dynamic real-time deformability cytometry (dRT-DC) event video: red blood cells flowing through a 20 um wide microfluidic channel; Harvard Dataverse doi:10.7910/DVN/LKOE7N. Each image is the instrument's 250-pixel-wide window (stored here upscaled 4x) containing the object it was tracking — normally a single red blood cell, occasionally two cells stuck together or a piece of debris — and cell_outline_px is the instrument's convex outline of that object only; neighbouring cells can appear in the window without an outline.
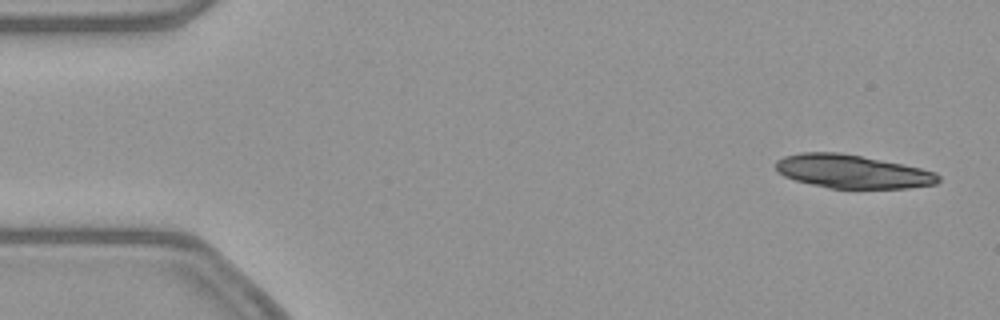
{"species": "common noctule bat (a hibernating species)", "species_latin": "Nyctalus noctula", "temperature_condition": "warm", "stored_images_in_passage": 52, "camera_frame_rate_fps": 3000, "um_per_image_px": 0.085, "animal": {"sex": "female", "body_mass_g": 21.9}, "frame": {"image": 1, "passage_image": 2, "time_ms": 0.333, "image_size_px": [1000, 320], "cell_outline_px": [[940, 180], [936, 184], [908, 188], [828, 188], [796, 180], [784, 176], [776, 172], [776, 160], [784, 156], [800, 152], [840, 152], [920, 168], [936, 172], [940, 176]], "centroid_in_image_um": [72.42, 14.58], "position_along_channel_um": 12.6, "area_um2": 31.56}}
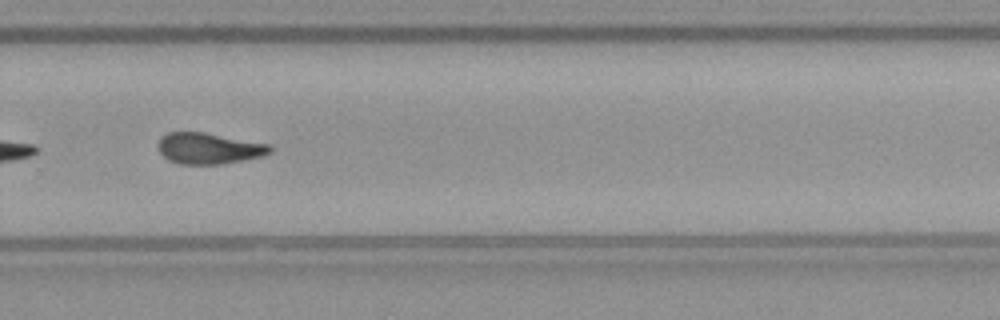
{"frame": {"image": 2, "passage_image": 35, "time_ms": 11.333, "image_size_px": [1000, 320], "cell_outline_px": [[272, 152], [264, 156], [244, 160], [220, 164], [180, 164], [168, 160], [156, 148], [156, 144], [160, 136], [168, 132], [204, 132], [272, 144]], "centroid_in_image_um": [17.75, 12.6], "position_along_channel_um": 312.0, "area_um2": 20.69}}
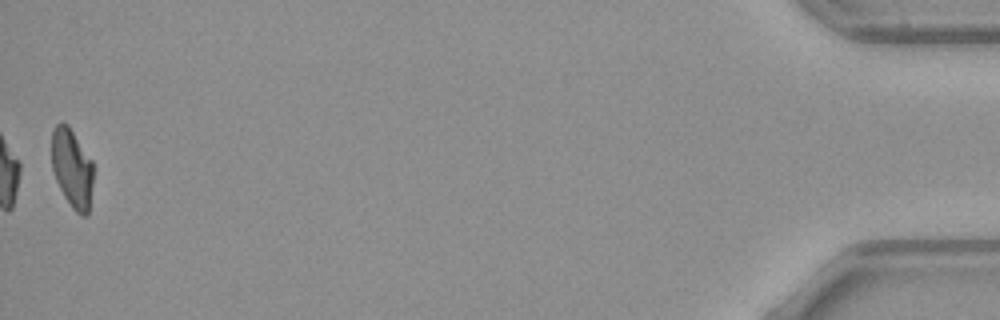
{"frame": {"image": 3, "passage_image": 52, "time_ms": 17.0, "image_size_px": [1000, 320], "cell_outline_px": [[92, 184], [88, 216], [80, 216], [72, 208], [64, 196], [56, 180], [52, 168], [52, 132], [56, 124], [68, 124], [92, 160]], "centroid_in_image_um": [6.13, 14.33], "position_along_channel_um": 429.1, "area_um2": 19.02}, "authors_computed_cell_mechanics": {"area_um2": 20.8369, "velocity_mm_per_s": 3.8741, "shape_relaxation_time_tau1_ms": null, "shape_relaxation_time_tau2_ms": 2.3168, "deformation_change_tau1": null, "deformation_change_tau2": 0.0986}}